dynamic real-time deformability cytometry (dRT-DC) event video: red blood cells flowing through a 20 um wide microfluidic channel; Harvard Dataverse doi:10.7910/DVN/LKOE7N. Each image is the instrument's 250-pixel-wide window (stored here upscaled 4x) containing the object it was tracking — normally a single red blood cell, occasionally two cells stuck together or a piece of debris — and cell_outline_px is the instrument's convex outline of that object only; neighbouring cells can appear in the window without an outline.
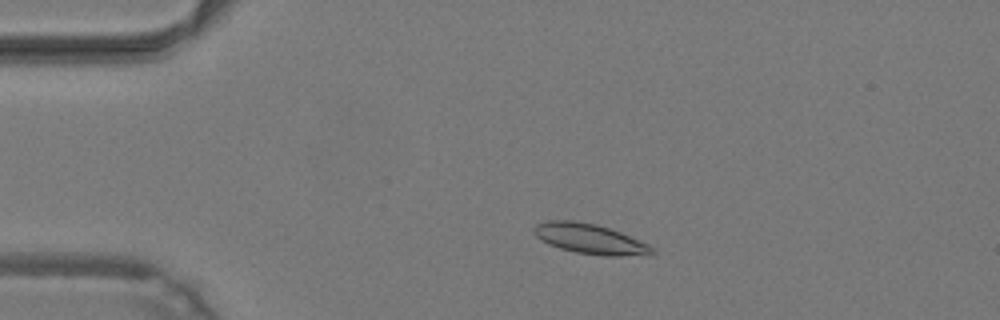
{"species": "common noctule bat (a hibernating species)", "species_latin": "Nyctalus noctula", "temperature_condition": "warm", "stored_images_in_passage": 46, "camera_frame_rate_fps": 3000, "um_per_image_px": 0.085, "animal": {"sex": "male", "body_mass_g": 19.2, "forearm_length_mm": 51.8}, "frame": {"image": 1, "passage_image": 8, "time_ms": 2.333, "image_size_px": [1000, 320], "cell_outline_px": [[656, 252], [652, 256], [604, 256], [576, 252], [560, 248], [548, 244], [540, 240], [532, 232], [532, 228], [536, 224], [548, 220], [572, 220], [596, 224], [620, 232], [648, 244], [656, 248]], "centroid_in_image_um": [50.18, 20.32], "position_along_channel_um": 34.8, "area_um2": 21.04}}
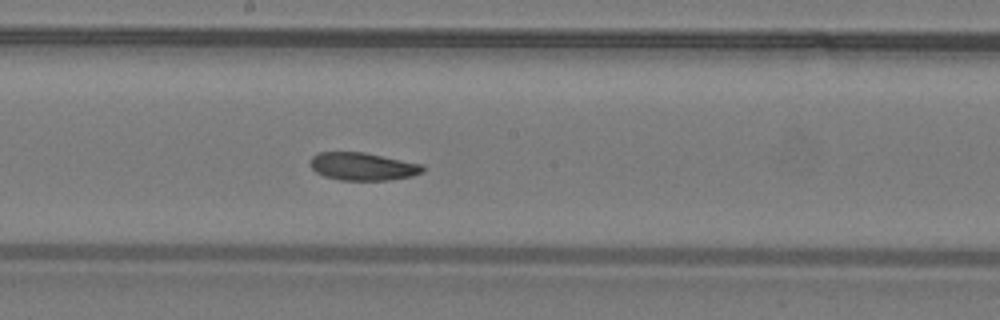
{"frame": {"image": 2, "passage_image": 24, "time_ms": 7.667, "image_size_px": [1000, 320], "cell_outline_px": [[424, 172], [412, 176], [388, 180], [340, 180], [324, 176], [316, 172], [312, 168], [312, 156], [320, 152], [364, 152], [424, 164]], "centroid_in_image_um": [30.88, 14.15], "position_along_channel_um": 217.3, "area_um2": 18.21}}
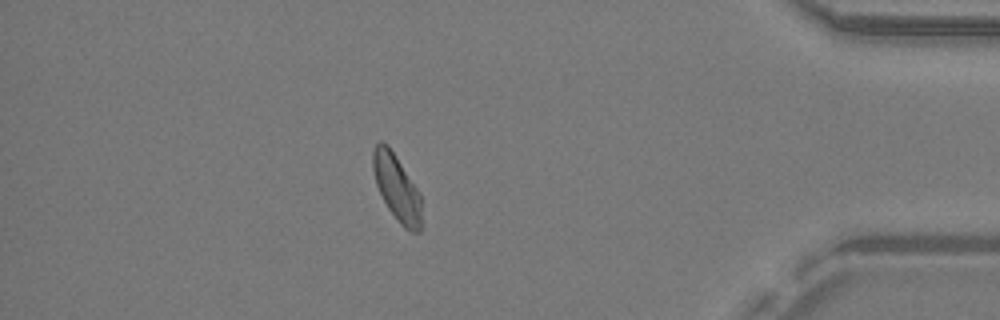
{"frame": {"image": 3, "passage_image": 40, "time_ms": 13.0, "image_size_px": [1000, 320], "cell_outline_px": [[420, 232], [412, 232], [404, 228], [400, 224], [388, 208], [376, 184], [372, 168], [372, 152], [376, 144], [380, 140], [388, 144], [420, 192]], "centroid_in_image_um": [33.7, 15.92], "position_along_channel_um": 401.5, "area_um2": 18.61}, "authors_computed_cell_mechanics": {"area_um2": 19.1896, "velocity_mm_per_s": 4.2476, "shape_relaxation_time_tau1_ms": 8.0978, "shape_relaxation_time_tau2_ms": 2.6573, "deformation_change_tau1": 0.1442, "deformation_change_tau2": 0.0867}}